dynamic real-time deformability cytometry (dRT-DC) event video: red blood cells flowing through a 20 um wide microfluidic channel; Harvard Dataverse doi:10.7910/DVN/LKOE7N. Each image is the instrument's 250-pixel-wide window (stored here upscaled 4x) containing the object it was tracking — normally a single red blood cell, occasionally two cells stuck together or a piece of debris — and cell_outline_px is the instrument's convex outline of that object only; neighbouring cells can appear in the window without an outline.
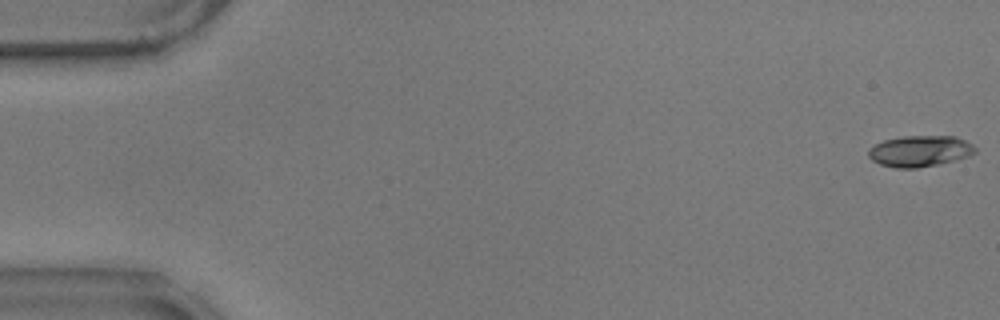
{"species": "common noctule bat (a hibernating species)", "species_latin": "Nyctalus noctula", "temperature_condition": "warm", "stored_images_in_passage": 58, "camera_frame_rate_fps": 3000, "um_per_image_px": 0.085, "animal": {"sex": "male", "body_mass_g": 17.9}, "frame": {"image": 1, "passage_image": 1, "time_ms": 0.0, "image_size_px": [1000, 320], "cell_outline_px": [[976, 152], [968, 156], [936, 164], [916, 168], [896, 168], [880, 164], [872, 160], [868, 156], [868, 148], [884, 140], [904, 136], [956, 136], [972, 144], [976, 148]], "centroid_in_image_um": [78.16, 12.83], "position_along_channel_um": 6.8, "area_um2": 19.19}}
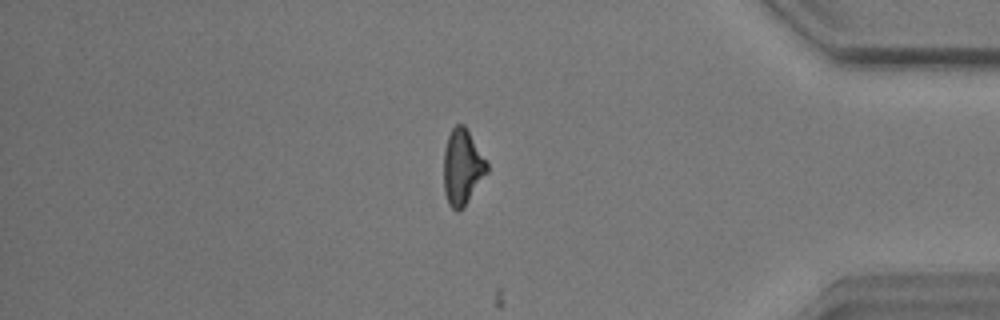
{"frame": {"image": 2, "passage_image": 49, "time_ms": 16.0, "image_size_px": [1000, 320], "cell_outline_px": [[488, 172], [464, 208], [456, 212], [448, 204], [444, 192], [444, 148], [448, 136], [452, 128], [456, 124], [464, 124], [488, 164]], "centroid_in_image_um": [39.29, 14.24], "position_along_channel_um": 395.9, "area_um2": 19.13}}
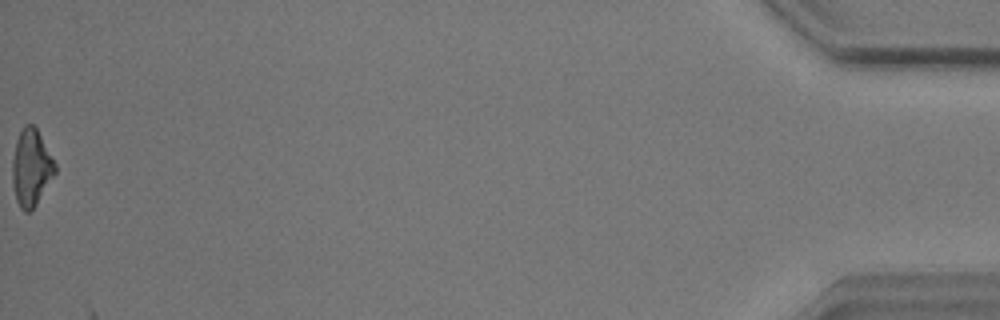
{"frame": {"image": 3, "passage_image": 58, "time_ms": 19.0, "image_size_px": [1000, 320], "cell_outline_px": [[56, 172], [36, 204], [28, 212], [24, 212], [20, 208], [16, 200], [12, 184], [12, 160], [16, 140], [24, 124], [32, 124], [36, 128], [56, 164]], "centroid_in_image_um": [2.63, 14.26], "position_along_channel_um": 432.6, "area_um2": 18.96}}